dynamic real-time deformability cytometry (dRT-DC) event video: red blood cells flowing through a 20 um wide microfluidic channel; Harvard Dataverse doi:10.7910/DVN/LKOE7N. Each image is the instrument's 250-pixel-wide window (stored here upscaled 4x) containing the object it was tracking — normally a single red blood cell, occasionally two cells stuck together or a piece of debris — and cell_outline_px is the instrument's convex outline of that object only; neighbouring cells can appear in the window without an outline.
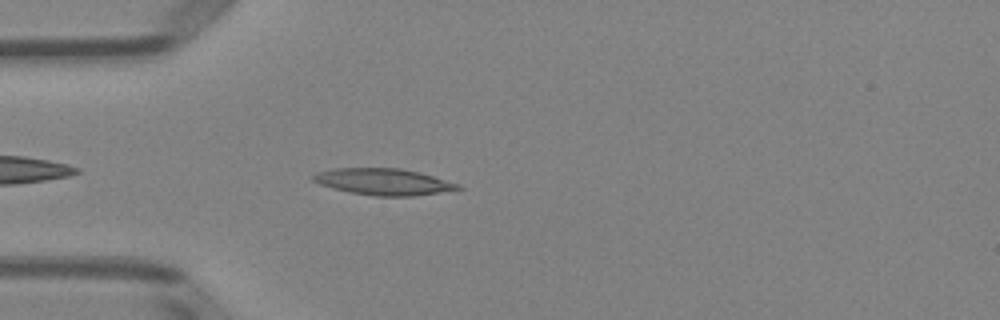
{"species": "Egyptian fruit bat (a non-hibernating species)", "species_latin": "Rousettus aegyptiacus", "temperature_condition": "room temperature", "stored_images_in_passage": 39, "camera_frame_rate_fps": 3000, "um_per_image_px": 0.085, "animal": {"sex": "female"}, "frame": {"image": 1, "passage_image": 3, "time_ms": 0.667, "image_size_px": [1000, 320], "cell_outline_px": [[464, 188], [440, 192], [412, 196], [376, 196], [352, 192], [332, 188], [320, 184], [312, 180], [312, 176], [320, 172], [332, 168], [400, 168], [420, 172], [460, 184]], "centroid_in_image_um": [32.62, 15.44], "position_along_channel_um": 52.4, "area_um2": 22.2}}
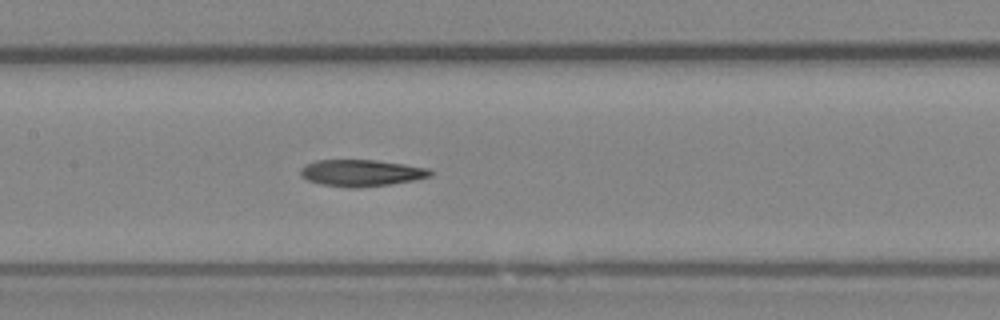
{"frame": {"image": 2, "passage_image": 13, "time_ms": 4.0, "image_size_px": [1000, 320], "cell_outline_px": [[436, 172], [432, 176], [416, 180], [388, 184], [356, 188], [348, 188], [320, 184], [308, 180], [300, 176], [300, 168], [304, 164], [316, 160], [376, 160], [404, 164], [428, 168]], "centroid_in_image_um": [30.71, 14.7], "position_along_channel_um": 176.7, "area_um2": 20.4}}
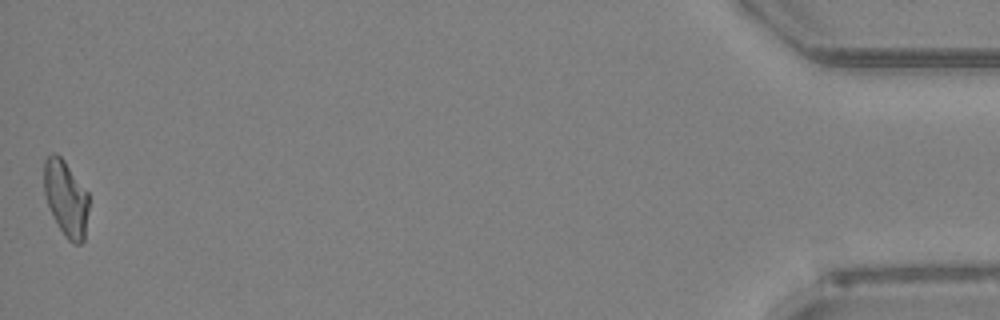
{"frame": {"image": 3, "passage_image": 39, "time_ms": 12.667, "image_size_px": [1000, 320], "cell_outline_px": [[88, 208], [84, 240], [80, 244], [72, 244], [64, 236], [48, 204], [44, 192], [44, 160], [52, 152], [56, 152], [64, 160], [88, 192]], "centroid_in_image_um": [5.61, 16.84], "position_along_channel_um": 429.6, "area_um2": 19.65}}